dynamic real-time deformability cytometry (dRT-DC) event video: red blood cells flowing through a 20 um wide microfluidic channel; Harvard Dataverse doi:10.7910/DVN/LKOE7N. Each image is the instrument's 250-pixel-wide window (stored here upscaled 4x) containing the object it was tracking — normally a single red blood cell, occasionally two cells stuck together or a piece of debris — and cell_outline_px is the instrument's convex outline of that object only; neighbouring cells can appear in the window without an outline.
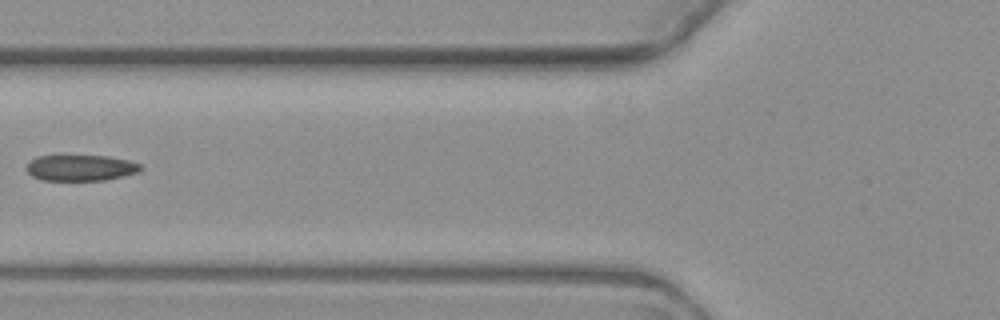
{"species": "common noctule bat (a hibernating species)", "species_latin": "Nyctalus noctula", "temperature_condition": "warm", "stored_images_in_passage": 3, "camera_frame_rate_fps": 3000, "um_per_image_px": 0.085, "animal": {"sex": "female", "body_mass_g": 19.3, "forearm_length_mm": 54.1}, "frame": {"image": 1, "passage_image": 3, "time_ms": 2.667, "image_size_px": [1000, 320], "cell_outline_px": [[144, 168], [136, 172], [104, 180], [40, 180], [32, 176], [28, 172], [28, 160], [36, 156], [60, 152], [104, 156], [128, 160], [140, 164]], "centroid_in_image_um": [6.75, 14.2], "position_along_channel_um": 119.0, "area_um2": 18.03}}